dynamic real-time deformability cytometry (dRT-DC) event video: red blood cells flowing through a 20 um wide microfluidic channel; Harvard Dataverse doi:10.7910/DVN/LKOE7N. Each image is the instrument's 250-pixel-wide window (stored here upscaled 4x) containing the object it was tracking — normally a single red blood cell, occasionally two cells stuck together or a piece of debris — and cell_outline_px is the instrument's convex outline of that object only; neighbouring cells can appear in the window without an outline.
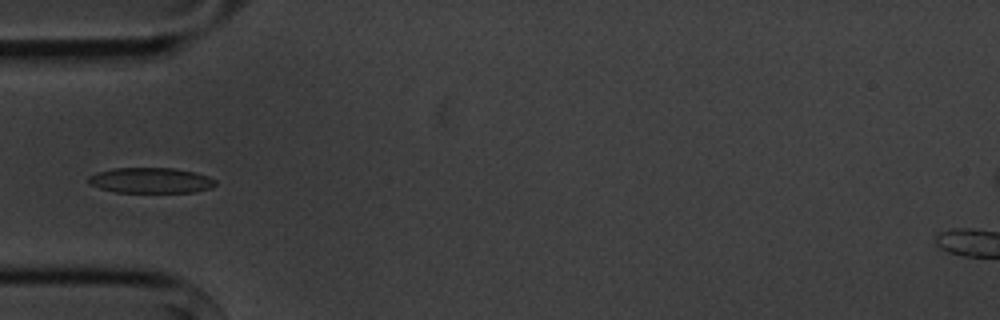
{"species": "common noctule bat (a hibernating species)", "species_latin": "Nyctalus noctula", "temperature_condition": "cold", "stored_images_in_passage": 5, "camera_frame_rate_fps": 3000, "um_per_image_px": 0.085, "animal": {"sex": "male", "body_mass_g": 20.1, "forearm_length_mm": 53.5}, "frame": {"image": 1, "passage_image": 5, "time_ms": 4.667, "image_size_px": [1000, 320], "cell_outline_px": [[216, 184], [212, 188], [196, 192], [116, 192], [100, 188], [88, 184], [88, 176], [96, 172], [112, 168], [176, 168], [196, 172], [208, 176], [216, 180]], "centroid_in_image_um": [12.82, 15.33], "position_along_channel_um": 72.2, "area_um2": 19.07}}